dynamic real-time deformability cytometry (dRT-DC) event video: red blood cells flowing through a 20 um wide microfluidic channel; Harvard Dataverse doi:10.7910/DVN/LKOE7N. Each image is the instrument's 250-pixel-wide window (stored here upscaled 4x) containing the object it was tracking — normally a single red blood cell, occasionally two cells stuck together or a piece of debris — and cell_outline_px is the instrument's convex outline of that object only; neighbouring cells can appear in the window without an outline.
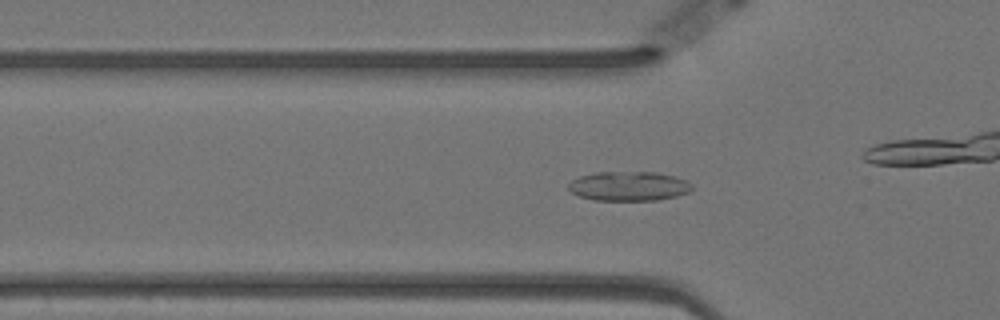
{"species": "Egyptian fruit bat (a non-hibernating species)", "species_latin": "Rousettus aegyptiacus", "temperature_condition": "warm", "stored_images_in_passage": 41, "camera_frame_rate_fps": 3000, "um_per_image_px": 0.085, "animal": {"sex": "female"}, "frame": {"image": 1, "passage_image": 2, "time_ms": 0.333, "image_size_px": [1000, 320], "cell_outline_px": [[692, 188], [688, 192], [676, 196], [656, 200], [592, 200], [580, 196], [572, 192], [568, 188], [568, 184], [572, 180], [580, 176], [596, 172], [656, 172], [672, 176], [684, 180], [692, 184]], "centroid_in_image_um": [53.42, 15.82], "position_along_channel_um": 72.4, "area_um2": 20.98}}
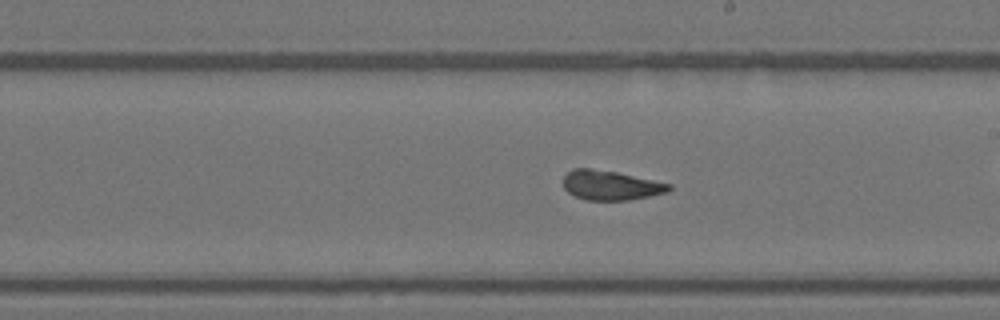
{"frame": {"image": 2, "passage_image": 16, "time_ms": 5.0, "image_size_px": [1000, 320], "cell_outline_px": [[672, 188], [668, 192], [628, 200], [588, 200], [576, 196], [568, 192], [564, 188], [564, 176], [572, 168], [588, 168], [616, 172], [672, 184]], "centroid_in_image_um": [51.91, 15.75], "position_along_channel_um": 237.1, "area_um2": 18.03}}
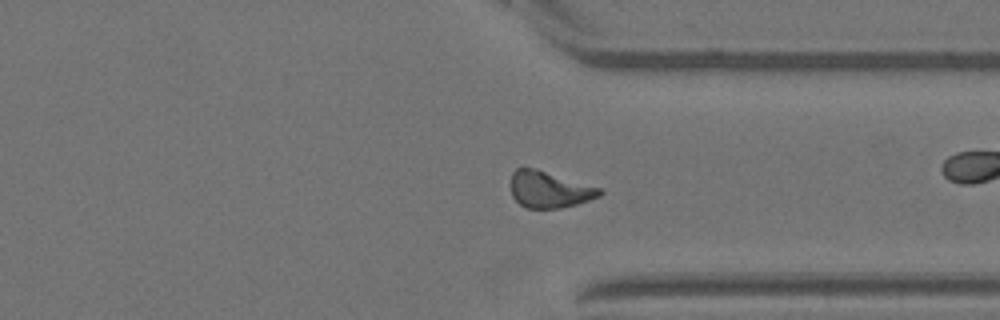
{"frame": {"image": 3, "passage_image": 27, "time_ms": 8.667, "image_size_px": [1000, 320], "cell_outline_px": [[604, 192], [600, 196], [576, 204], [560, 208], [528, 208], [520, 204], [512, 196], [508, 184], [512, 172], [516, 168], [536, 168], [600, 188]], "centroid_in_image_um": [46.63, 16.1], "position_along_channel_um": 364.8, "area_um2": 19.02}}